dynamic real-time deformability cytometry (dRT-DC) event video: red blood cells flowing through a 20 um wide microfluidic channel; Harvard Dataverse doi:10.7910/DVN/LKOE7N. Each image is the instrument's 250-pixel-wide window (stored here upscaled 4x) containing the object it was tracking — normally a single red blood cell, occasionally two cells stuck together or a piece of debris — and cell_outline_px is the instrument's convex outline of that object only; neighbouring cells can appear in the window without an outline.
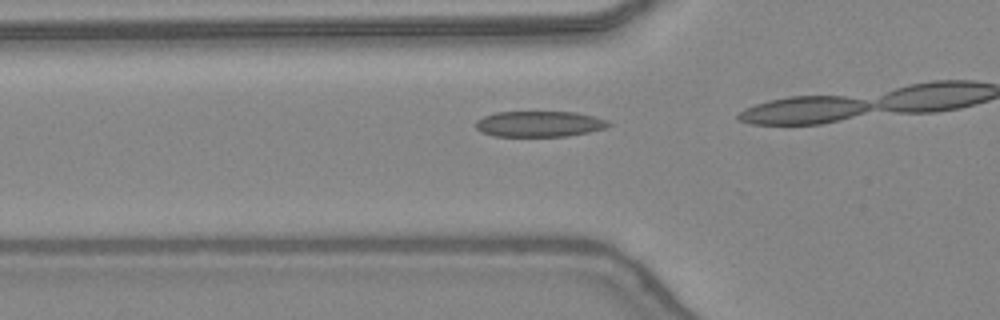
{"species": "common noctule bat (a hibernating species)", "species_latin": "Nyctalus noctula", "temperature_condition": "warm", "stored_images_in_passage": 17, "camera_frame_rate_fps": 3000, "um_per_image_px": 0.085, "animal": {"sex": "female", "body_mass_g": 24.6, "forearm_length_mm": 56.2}, "frame": {"image": 1, "passage_image": 14, "time_ms": 4.333, "image_size_px": [1000, 320], "cell_outline_px": [[612, 124], [604, 128], [588, 132], [568, 136], [492, 136], [480, 132], [476, 128], [476, 120], [484, 116], [496, 112], [576, 112], [608, 120]], "centroid_in_image_um": [45.82, 10.54], "position_along_channel_um": 80.0, "area_um2": 19.94}}